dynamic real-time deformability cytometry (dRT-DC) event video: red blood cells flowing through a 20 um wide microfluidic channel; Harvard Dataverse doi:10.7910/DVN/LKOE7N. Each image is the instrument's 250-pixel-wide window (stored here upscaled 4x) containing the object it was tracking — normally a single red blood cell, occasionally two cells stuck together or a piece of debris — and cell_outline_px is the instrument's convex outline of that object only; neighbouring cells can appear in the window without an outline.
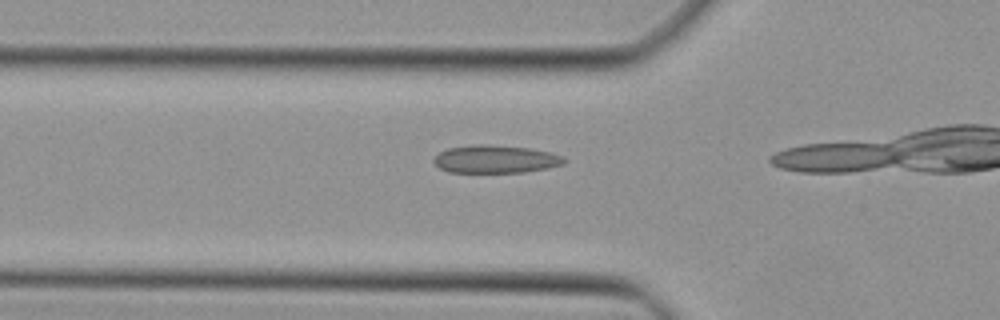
{"species": "Egyptian fruit bat (a non-hibernating species)", "species_latin": "Rousettus aegyptiacus", "temperature_condition": "cold", "stored_images_in_passage": 4, "camera_frame_rate_fps": 3000, "um_per_image_px": 0.085, "animal": {"sex": "female"}, "frame": {"image": 1, "passage_image": 2, "time_ms": 0.333, "image_size_px": [1000, 320], "cell_outline_px": [[568, 160], [564, 164], [548, 168], [524, 172], [448, 172], [440, 168], [432, 160], [440, 152], [448, 148], [472, 144], [488, 144], [528, 148], [548, 152], [564, 156]], "centroid_in_image_um": [42.14, 13.52], "position_along_channel_um": 83.7, "area_um2": 21.21}}